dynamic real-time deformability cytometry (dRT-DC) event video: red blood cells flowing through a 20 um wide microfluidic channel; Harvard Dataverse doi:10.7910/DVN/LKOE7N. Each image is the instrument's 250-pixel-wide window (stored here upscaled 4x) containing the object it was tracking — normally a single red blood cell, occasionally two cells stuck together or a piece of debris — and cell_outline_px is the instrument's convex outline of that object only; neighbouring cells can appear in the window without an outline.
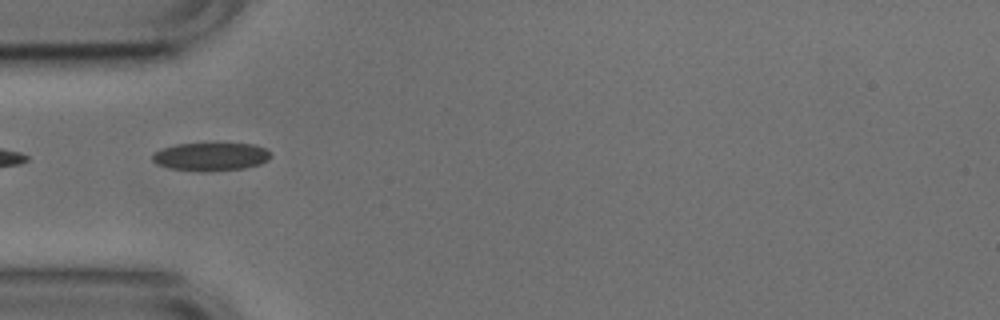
{"species": "common noctule bat (a hibernating species)", "species_latin": "Nyctalus noctula", "temperature_condition": "cold", "stored_images_in_passage": 21, "camera_frame_rate_fps": 3000, "um_per_image_px": 0.085, "animal": {"sex": "male", "body_mass_g": 17.9, "forearm_length_mm": 54.2}, "frame": {"image": 1, "passage_image": 1, "time_ms": 0.0, "image_size_px": [1000, 320], "cell_outline_px": [[272, 156], [268, 160], [260, 164], [244, 168], [168, 168], [156, 164], [152, 160], [152, 152], [176, 144], [216, 140], [256, 144], [268, 148], [272, 152]], "centroid_in_image_um": [18.0, 13.19], "position_along_channel_um": 67.0, "area_um2": 19.71}}